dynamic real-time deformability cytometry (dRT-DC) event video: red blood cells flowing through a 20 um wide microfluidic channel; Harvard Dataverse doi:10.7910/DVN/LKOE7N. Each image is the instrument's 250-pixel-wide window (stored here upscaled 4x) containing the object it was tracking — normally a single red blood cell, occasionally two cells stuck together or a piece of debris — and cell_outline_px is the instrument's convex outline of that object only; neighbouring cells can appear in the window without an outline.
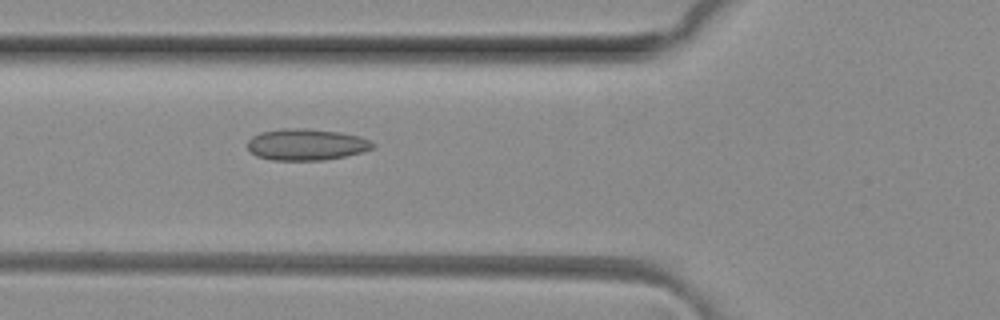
{"species": "common noctule bat (a hibernating species)", "species_latin": "Nyctalus noctula", "temperature_condition": "room temperature", "stored_images_in_passage": 4, "camera_frame_rate_fps": 3000, "um_per_image_px": 0.085, "animal": {"sex": "female", "body_mass_g": 29.2, "forearm_length_mm": 56.3}, "frame": {"image": 1, "passage_image": 4, "time_ms": 1.0, "image_size_px": [1000, 320], "cell_outline_px": [[376, 144], [372, 148], [360, 152], [344, 156], [324, 160], [272, 160], [256, 156], [248, 148], [248, 140], [252, 136], [260, 132], [284, 128], [304, 128], [340, 132], [360, 136]], "centroid_in_image_um": [26.01, 12.28], "position_along_channel_um": 99.8, "area_um2": 22.89}}